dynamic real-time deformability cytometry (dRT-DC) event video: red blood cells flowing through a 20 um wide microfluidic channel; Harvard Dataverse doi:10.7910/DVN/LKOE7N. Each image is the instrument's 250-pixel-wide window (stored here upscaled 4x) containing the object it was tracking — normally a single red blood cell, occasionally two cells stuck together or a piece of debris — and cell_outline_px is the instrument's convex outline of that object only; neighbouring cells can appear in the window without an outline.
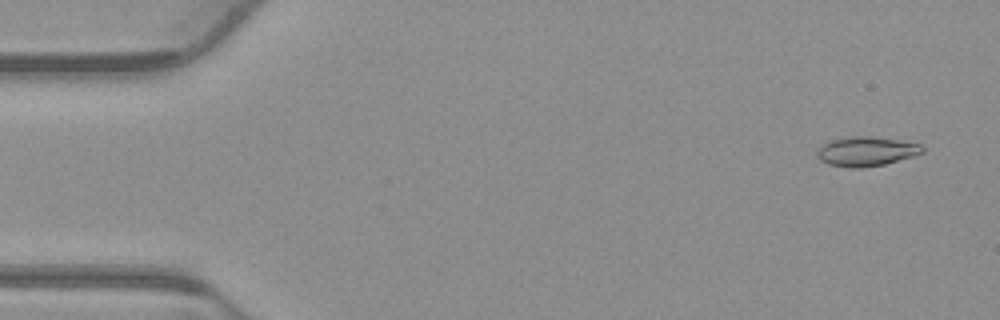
{"species": "common noctule bat (a hibernating species)", "species_latin": "Nyctalus noctula", "temperature_condition": "warm", "stored_images_in_passage": 53, "camera_frame_rate_fps": 3000, "um_per_image_px": 0.085, "animal": {"sex": "male", "body_mass_g": 23.1, "forearm_length_mm": 52.7}, "frame": {"image": 1, "passage_image": 3, "time_ms": 0.667, "image_size_px": [1000, 320], "cell_outline_px": [[924, 152], [912, 156], [884, 164], [860, 168], [852, 168], [828, 164], [820, 160], [816, 156], [816, 148], [828, 140], [848, 136], [868, 136], [900, 140], [920, 144], [924, 148]], "centroid_in_image_um": [73.57, 12.85], "position_along_channel_um": 11.4, "area_um2": 18.21}}
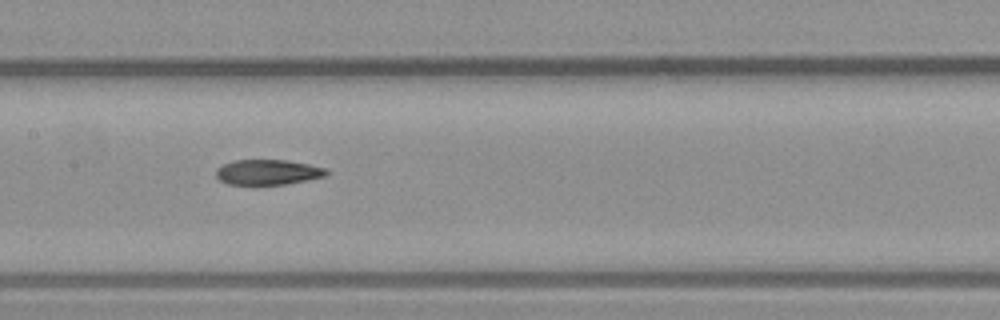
{"frame": {"image": 2, "passage_image": 26, "time_ms": 8.333, "image_size_px": [1000, 320], "cell_outline_px": [[328, 172], [324, 176], [284, 184], [228, 184], [220, 180], [216, 176], [216, 168], [224, 164], [236, 160], [288, 160], [328, 168]], "centroid_in_image_um": [22.76, 14.62], "position_along_channel_um": 184.6, "area_um2": 16.01}}
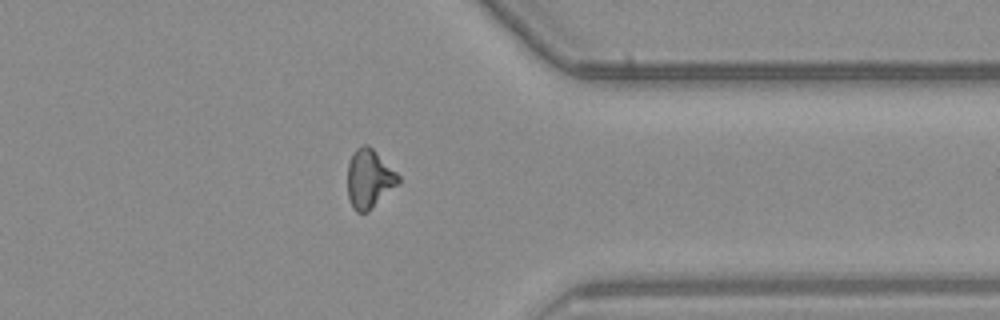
{"frame": {"image": 3, "passage_image": 42, "time_ms": 13.667, "image_size_px": [1000, 320], "cell_outline_px": [[400, 184], [368, 212], [356, 212], [352, 208], [348, 196], [348, 164], [352, 152], [356, 148], [364, 144], [368, 144], [400, 176]], "centroid_in_image_um": [31.39, 15.21], "position_along_channel_um": 380.0, "area_um2": 17.57}, "authors_computed_cell_mechanics": {"area_um2": 17.1666, "velocity_mm_per_s": 3.8578, "shape_relaxation_time_tau1_ms": null, "shape_relaxation_time_tau2_ms": 3.8995, "deformation_change_tau1": null, "deformation_change_tau2": 0.1182}}